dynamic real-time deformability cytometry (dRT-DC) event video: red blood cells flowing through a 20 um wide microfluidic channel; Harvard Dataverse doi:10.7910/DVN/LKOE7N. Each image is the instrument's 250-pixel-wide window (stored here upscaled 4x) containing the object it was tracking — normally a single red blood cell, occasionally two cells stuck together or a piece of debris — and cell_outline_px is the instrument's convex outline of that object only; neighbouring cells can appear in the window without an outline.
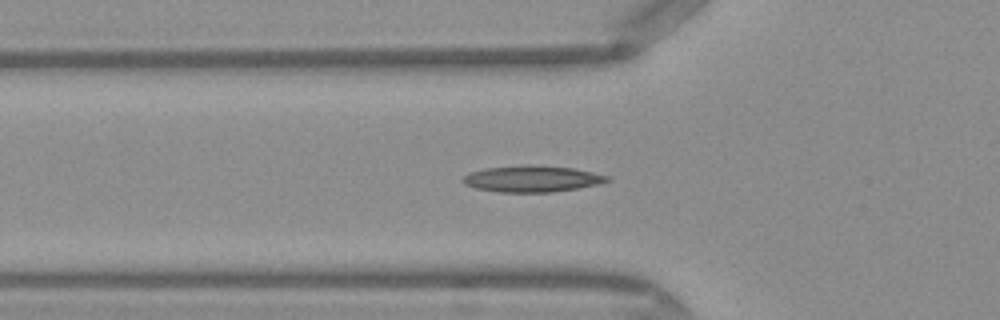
{"species": "Egyptian fruit bat (a non-hibernating species)", "species_latin": "Rousettus aegyptiacus", "temperature_condition": "warm", "stored_images_in_passage": 49, "segment_of_instrument_passage": [1, 2], "camera_frame_rate_fps": 3000, "um_per_image_px": 0.085, "frame": {"image": 1, "passage_image": 16, "time_ms": 5.0, "image_size_px": [1000, 320], "cell_outline_px": [[612, 180], [600, 184], [552, 192], [500, 192], [476, 188], [464, 184], [464, 176], [468, 172], [484, 168], [524, 164], [572, 168], [612, 176]], "centroid_in_image_um": [45.25, 15.19], "position_along_channel_um": 80.6, "area_um2": 22.25}}
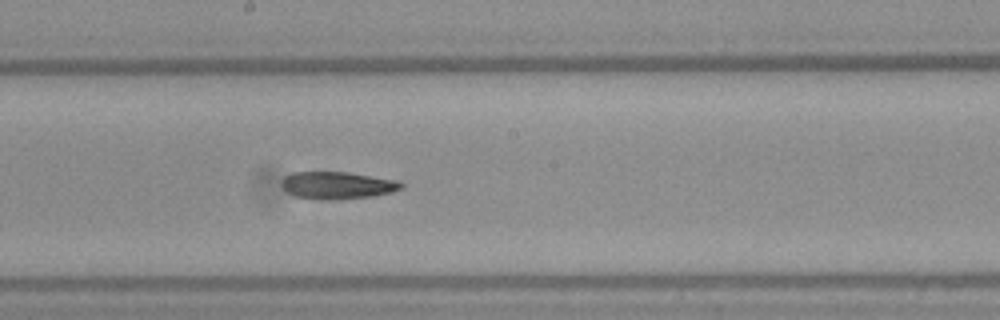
{"frame": {"image": 2, "passage_image": 26, "time_ms": 8.333, "image_size_px": [1000, 320], "cell_outline_px": [[404, 188], [392, 192], [372, 196], [336, 200], [320, 200], [296, 196], [288, 192], [284, 188], [284, 176], [292, 172], [348, 172], [400, 180], [404, 184]], "centroid_in_image_um": [28.76, 15.75], "position_along_channel_um": 219.4, "area_um2": 19.13}}
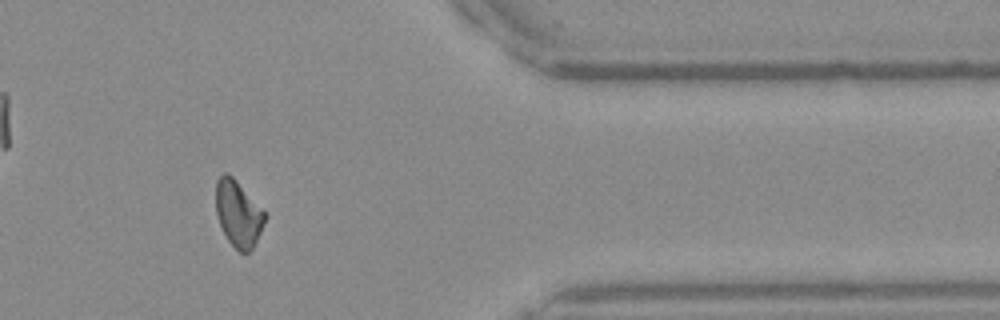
{"frame": {"image": 3, "passage_image": 40, "time_ms": 13.0, "image_size_px": [1000, 320], "cell_outline_px": [[268, 216], [252, 248], [248, 252], [240, 252], [228, 240], [220, 224], [216, 212], [216, 180], [224, 172], [228, 172], [236, 180]], "centroid_in_image_um": [20.24, 18.14], "position_along_channel_um": 391.2, "area_um2": 18.55}}